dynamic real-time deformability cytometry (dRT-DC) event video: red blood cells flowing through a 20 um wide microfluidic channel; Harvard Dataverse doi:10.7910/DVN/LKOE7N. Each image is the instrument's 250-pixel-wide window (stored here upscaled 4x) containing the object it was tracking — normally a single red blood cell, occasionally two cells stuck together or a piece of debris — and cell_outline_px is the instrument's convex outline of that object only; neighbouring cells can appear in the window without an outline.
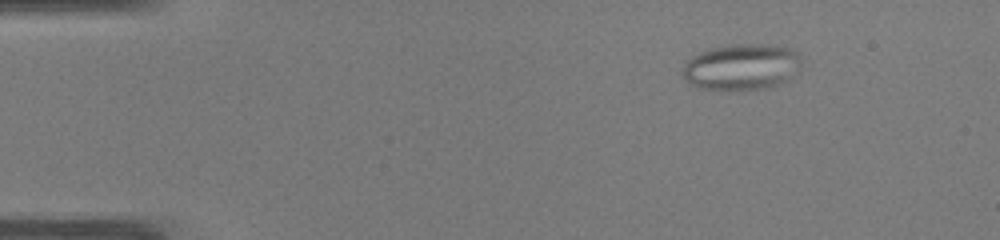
{"species": "common noctule bat (a hibernating species)", "species_latin": "Nyctalus noctula", "temperature_condition": "warm", "stored_images_in_passage": 46, "camera_frame_rate_fps": 3000, "um_per_image_px": 0.085, "animal": {"sex": "male", "body_mass_g": 19.0, "forearm_length_mm": 50.8}, "frame": {"image": 1, "passage_image": 3, "time_ms": 0.667, "image_size_px": [1000, 240], "cell_outline_px": [[800, 64], [788, 80], [780, 84], [768, 88], [736, 92], [728, 92], [696, 88], [684, 80], [680, 72], [684, 64], [692, 56], [708, 48], [732, 44], [764, 44], [792, 48], [800, 52]], "centroid_in_image_um": [62.98, 5.72], "position_along_channel_um": 22.0, "area_um2": 33.06}}
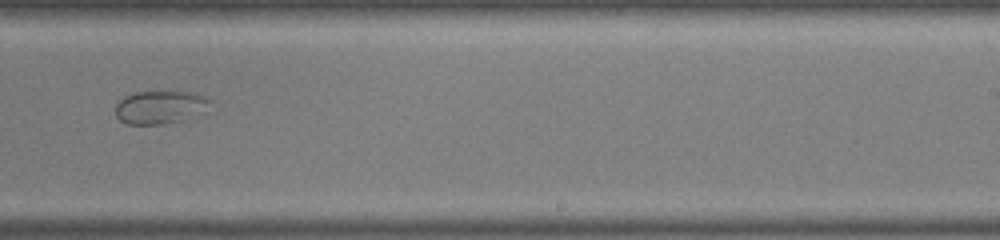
{"frame": {"image": 2, "passage_image": 28, "time_ms": 9.0, "image_size_px": [1000, 240], "cell_outline_px": [[212, 100], [184, 120], [168, 124], [128, 124], [120, 120], [116, 116], [116, 104], [124, 96], [132, 92], [196, 92]], "centroid_in_image_um": [13.51, 9.1], "position_along_channel_um": 275.5, "area_um2": 17.8}}
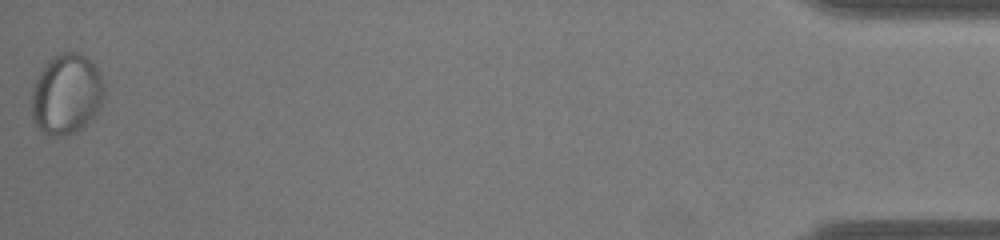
{"frame": {"image": 3, "passage_image": 46, "time_ms": 15.0, "image_size_px": [1000, 240], "cell_outline_px": [[104, 96], [96, 112], [84, 128], [68, 136], [48, 136], [40, 132], [32, 124], [32, 88], [44, 64], [52, 56], [60, 52], [80, 52], [92, 60], [104, 84]], "centroid_in_image_um": [5.62, 8.03], "position_along_channel_um": 429.6, "area_um2": 34.68}}